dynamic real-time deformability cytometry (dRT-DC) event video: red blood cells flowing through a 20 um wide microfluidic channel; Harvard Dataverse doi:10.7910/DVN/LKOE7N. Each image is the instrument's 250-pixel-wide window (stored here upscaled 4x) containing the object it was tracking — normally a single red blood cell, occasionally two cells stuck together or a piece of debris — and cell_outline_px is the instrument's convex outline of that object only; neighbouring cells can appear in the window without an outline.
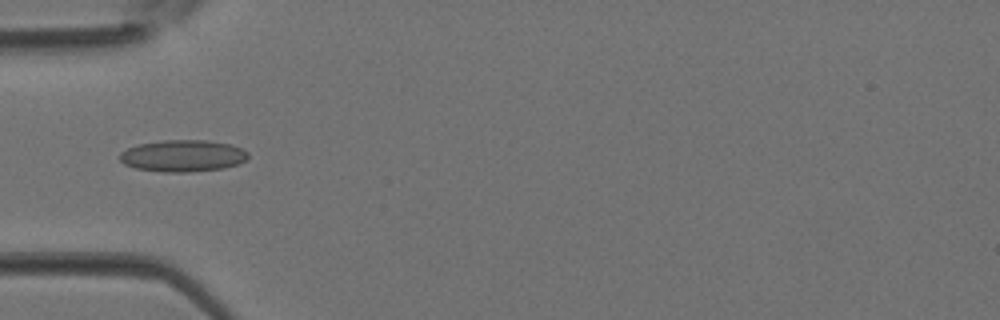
{"species": "Egyptian fruit bat (a non-hibernating species)", "species_latin": "Rousettus aegyptiacus", "temperature_condition": "room temperature", "stored_images_in_passage": 4, "camera_frame_rate_fps": 3000, "um_per_image_px": 0.085, "animal": {"sex": "female"}, "frame": {"image": 1, "passage_image": 4, "time_ms": 1.0, "image_size_px": [1000, 320], "cell_outline_px": [[248, 160], [224, 168], [188, 172], [164, 172], [136, 168], [124, 164], [120, 160], [120, 152], [128, 148], [140, 144], [164, 140], [204, 140], [232, 144], [248, 152]], "centroid_in_image_um": [15.56, 13.24], "position_along_channel_um": 69.4, "area_um2": 23.7}}